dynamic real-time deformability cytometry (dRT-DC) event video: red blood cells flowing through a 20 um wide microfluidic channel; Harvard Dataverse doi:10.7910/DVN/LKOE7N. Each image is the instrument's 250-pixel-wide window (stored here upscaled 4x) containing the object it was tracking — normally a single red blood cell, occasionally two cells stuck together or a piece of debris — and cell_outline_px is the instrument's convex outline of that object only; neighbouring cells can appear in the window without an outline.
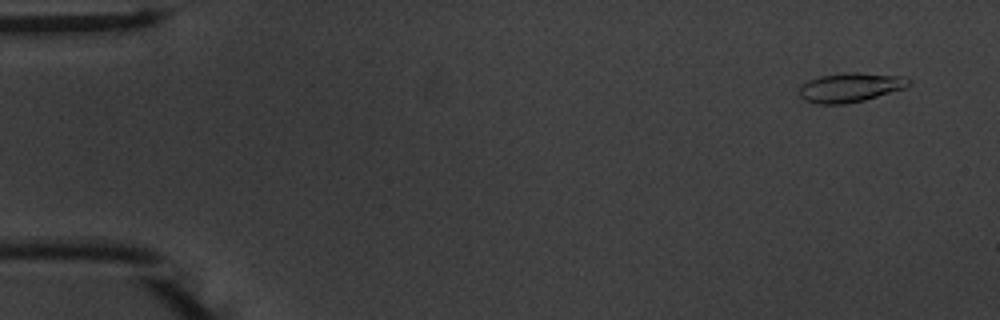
{"species": "common noctule bat (a hibernating species)", "species_latin": "Nyctalus noctula", "temperature_condition": "warm", "stored_images_in_passage": 55, "camera_frame_rate_fps": 3000, "um_per_image_px": 0.085, "animal": {"sex": "male", "body_mass_g": 20.1, "forearm_length_mm": 53.5}, "frame": {"image": 1, "passage_image": 4, "time_ms": 1.0, "image_size_px": [1000, 320], "cell_outline_px": [[908, 84], [904, 88], [864, 100], [844, 104], [816, 104], [804, 100], [800, 96], [800, 88], [808, 80], [820, 76], [844, 72], [856, 72], [904, 76], [908, 80]], "centroid_in_image_um": [72.24, 7.43], "position_along_channel_um": 12.8, "area_um2": 18.5}}
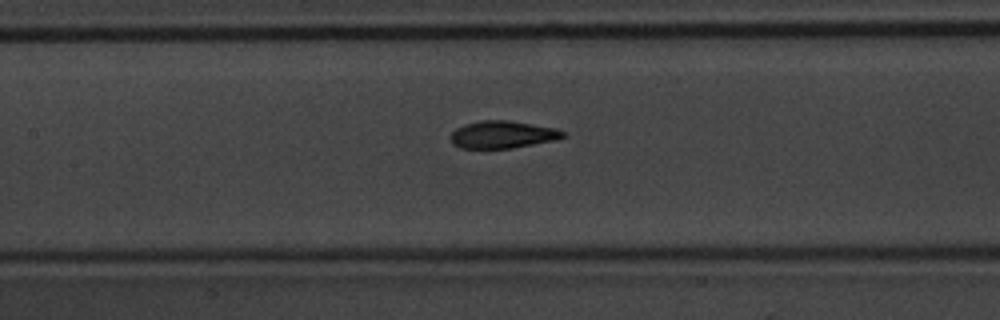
{"frame": {"image": 2, "passage_image": 26, "time_ms": 8.333, "image_size_px": [1000, 320], "cell_outline_px": [[564, 136], [556, 140], [512, 148], [460, 148], [452, 144], [452, 132], [456, 128], [464, 124], [480, 120], [508, 120], [556, 128], [564, 132]], "centroid_in_image_um": [42.71, 11.43], "position_along_channel_um": 164.7, "area_um2": 17.86}}
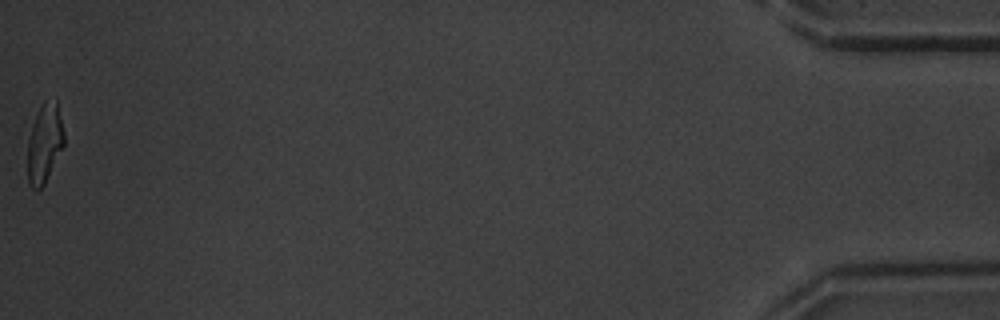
{"frame": {"image": 3, "passage_image": 55, "time_ms": 18.0, "image_size_px": [1000, 320], "cell_outline_px": [[64, 144], [44, 184], [36, 192], [28, 184], [28, 140], [32, 124], [44, 100], [56, 100], [64, 132]], "centroid_in_image_um": [3.78, 12.2], "position_along_channel_um": 431.4, "area_um2": 16.53}, "authors_computed_cell_mechanics": {"area_um2": 18.0914, "velocity_mm_per_s": 3.7507, "shape_relaxation_time_tau1_ms": 3.4565, "shape_relaxation_time_tau2_ms": 1.55, "deformation_change_tau1": 0.1788, "deformation_change_tau2": 0.0819}}